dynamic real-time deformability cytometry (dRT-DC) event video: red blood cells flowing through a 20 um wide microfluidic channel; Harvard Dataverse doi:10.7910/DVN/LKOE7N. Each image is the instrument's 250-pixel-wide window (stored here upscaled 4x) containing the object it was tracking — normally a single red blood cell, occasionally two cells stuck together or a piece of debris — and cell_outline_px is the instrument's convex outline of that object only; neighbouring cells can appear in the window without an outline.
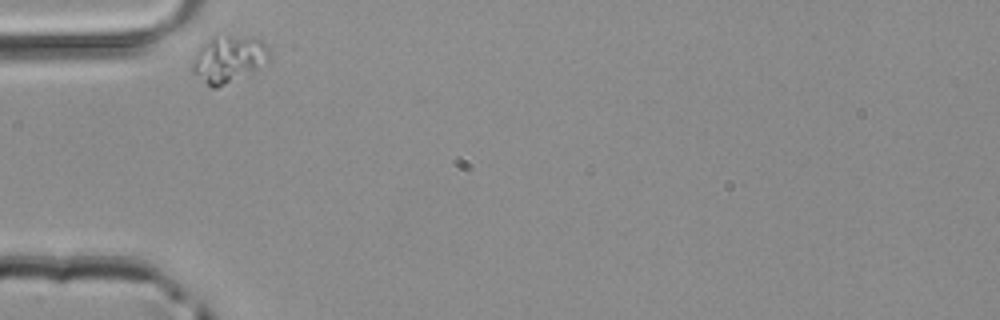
{"species": "common noctule bat (a hibernating species)", "species_latin": "Nyctalus noctula", "temperature_condition": "room temperature", "stored_images_in_passage": 28, "camera_frame_rate_fps": 3000, "um_per_image_px": 0.085, "animal": {"sex": "male", "body_mass_g": 20.4}, "frame": {"image": 1, "passage_image": 1, "time_ms": 0.0, "image_size_px": [1000, 320], "cell_outline_px": [[268, 56], [252, 72], [216, 88], [212, 88], [192, 72], [192, 60], [200, 48], [212, 36], [252, 36], [260, 40], [268, 48]], "centroid_in_image_um": [19.38, 5.01], "position_along_channel_um": 65.6, "area_um2": 20.4}}
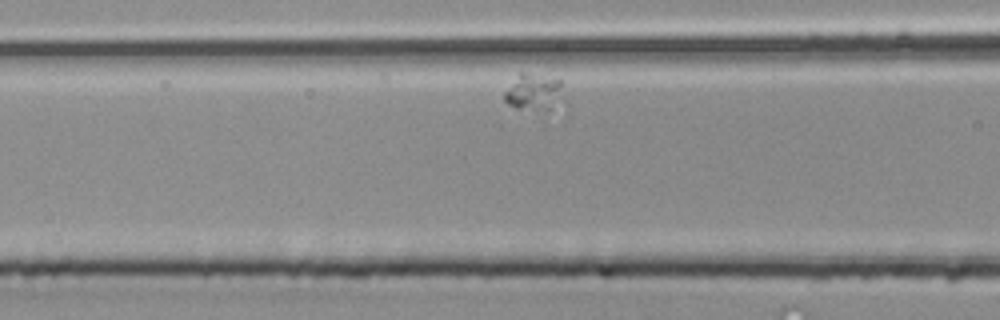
{"frame": {"image": 2, "passage_image": 6, "time_ms": 1.667, "image_size_px": [1000, 320], "cell_outline_px": [[568, 104], [552, 108], [516, 108], [508, 104], [504, 100], [504, 92], [520, 72], [524, 72], [560, 80]], "centroid_in_image_um": [45.47, 7.84], "position_along_channel_um": 121.1, "area_um2": 12.77}}
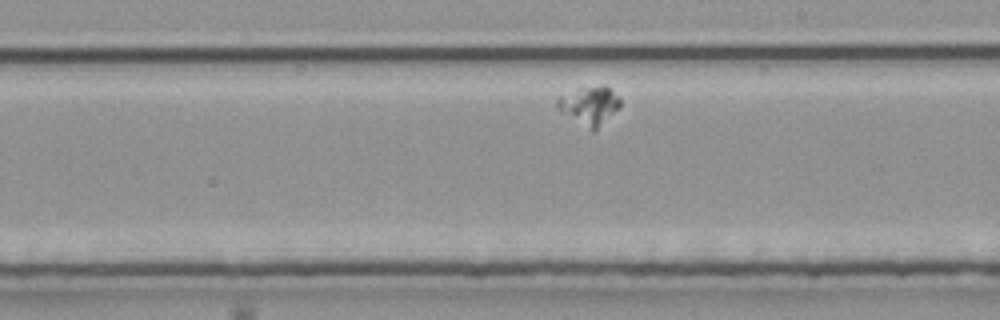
{"frame": {"image": 3, "passage_image": 16, "time_ms": 5.0, "image_size_px": [1000, 320], "cell_outline_px": [[620, 108], [596, 132], [592, 132], [560, 112], [556, 108], [556, 100], [560, 96], [580, 88], [600, 84], [604, 84], [620, 96]], "centroid_in_image_um": [50.13, 9.0], "position_along_channel_um": 238.9, "area_um2": 14.62}}